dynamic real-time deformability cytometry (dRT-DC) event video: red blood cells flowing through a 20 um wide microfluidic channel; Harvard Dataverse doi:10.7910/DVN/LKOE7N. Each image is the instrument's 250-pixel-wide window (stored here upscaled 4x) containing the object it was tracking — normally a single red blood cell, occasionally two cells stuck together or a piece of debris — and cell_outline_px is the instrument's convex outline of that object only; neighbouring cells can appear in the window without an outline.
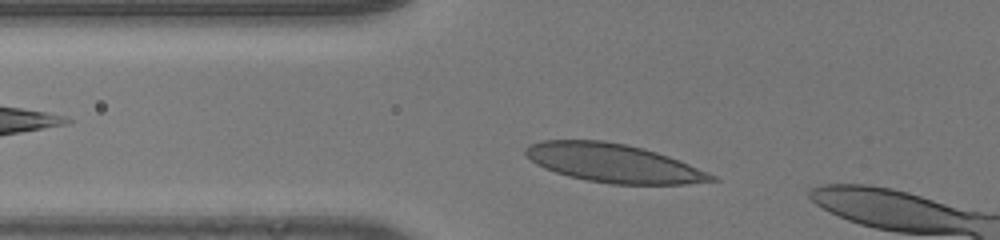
{"species": "human", "species_latin": "Homo sapiens", "temperature_condition": "room temperature", "stored_images_in_passage": 29, "camera_frame_rate_fps": 3000, "um_per_image_px": 0.085, "donor": {"sex": "male"}, "frame": {"image": 1, "passage_image": 3, "time_ms": 0.667, "image_size_px": [1000, 240], "cell_outline_px": [[720, 180], [684, 184], [612, 184], [588, 180], [568, 176], [544, 168], [536, 164], [524, 152], [524, 148], [528, 144], [544, 140], [604, 140], [628, 144], [644, 148], [668, 156], [708, 172], [716, 176]], "centroid_in_image_um": [52.13, 13.85], "position_along_channel_um": 73.7, "area_um2": 41.67}}
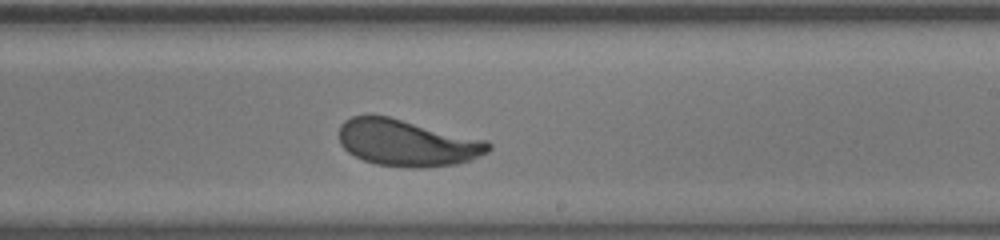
{"frame": {"image": 2, "passage_image": 17, "time_ms": 5.333, "image_size_px": [1000, 240], "cell_outline_px": [[492, 148], [488, 152], [472, 160], [456, 164], [420, 168], [408, 168], [376, 164], [364, 160], [348, 152], [340, 144], [340, 124], [344, 120], [352, 116], [388, 116], [488, 140], [492, 144]], "centroid_in_image_um": [34.65, 12.15], "position_along_channel_um": 254.4, "area_um2": 40.75}}
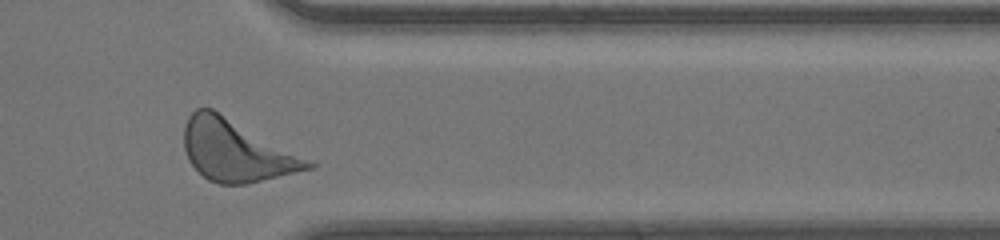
{"frame": {"image": 3, "passage_image": 27, "time_ms": 8.667, "image_size_px": [1000, 240], "cell_outline_px": [[316, 164], [312, 168], [244, 184], [220, 184], [208, 180], [188, 160], [184, 148], [184, 128], [188, 116], [196, 108], [212, 108]], "centroid_in_image_um": [20.0, 12.8], "position_along_channel_um": 391.4, "area_um2": 43.29}, "authors_computed_cell_mechanics": {"area_um2": 40.749, "velocity_mm_per_s": 4.1248, "shape_relaxation_time_tau1_ms": 2.4041, "shape_relaxation_time_tau2_ms": null, "deformation_change_tau1": 0.1343, "deformation_change_tau2": null}}